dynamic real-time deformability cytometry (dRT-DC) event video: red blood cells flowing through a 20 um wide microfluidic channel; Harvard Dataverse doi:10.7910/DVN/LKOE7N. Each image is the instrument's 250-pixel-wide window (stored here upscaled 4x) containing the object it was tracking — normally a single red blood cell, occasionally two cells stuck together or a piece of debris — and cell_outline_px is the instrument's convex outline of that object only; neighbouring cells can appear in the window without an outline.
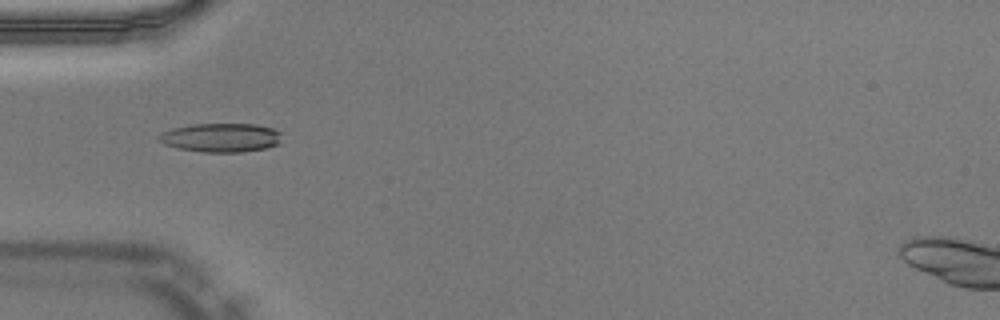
{"species": "Egyptian fruit bat (a non-hibernating species)", "species_latin": "Rousettus aegyptiacus", "temperature_condition": "warm", "stored_images_in_passage": 48, "camera_frame_rate_fps": 3000, "um_per_image_px": 0.085, "animal": {"sex": "male"}, "frame": {"image": 1, "passage_image": 14, "time_ms": 4.333, "image_size_px": [1000, 320], "cell_outline_px": [[280, 132], [276, 144], [268, 148], [240, 152], [204, 152], [180, 148], [164, 144], [156, 140], [156, 136], [160, 132], [172, 128], [192, 124], [256, 124], [272, 128]], "centroid_in_image_um": [18.7, 11.69], "position_along_channel_um": 66.3, "area_um2": 20.63}}
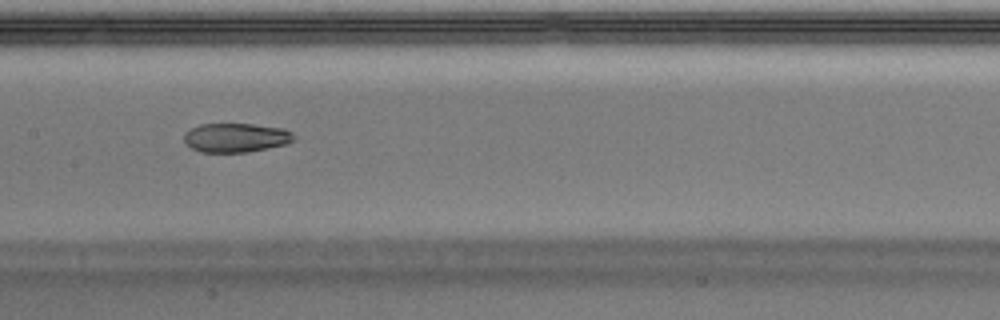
{"frame": {"image": 2, "passage_image": 23, "time_ms": 7.333, "image_size_px": [1000, 320], "cell_outline_px": [[296, 140], [284, 144], [268, 148], [248, 152], [200, 152], [192, 148], [184, 140], [184, 132], [200, 124], [252, 124], [284, 128], [292, 132], [296, 136]], "centroid_in_image_um": [20.08, 11.7], "position_along_channel_um": 187.3, "area_um2": 18.67}}
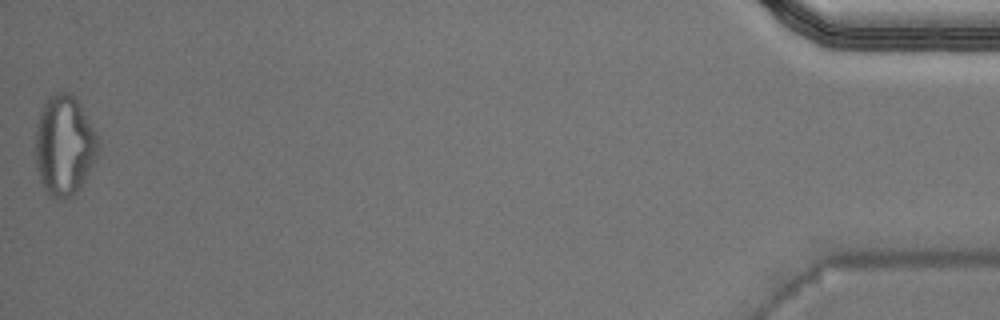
{"frame": {"image": 3, "passage_image": 48, "time_ms": 15.667, "image_size_px": [1000, 320], "cell_outline_px": [[96, 160], [80, 188], [72, 196], [64, 200], [52, 196], [44, 188], [40, 180], [36, 168], [32, 152], [36, 124], [40, 108], [48, 96], [56, 92], [68, 92], [76, 96], [96, 136]], "centroid_in_image_um": [5.38, 12.35], "position_along_channel_um": 429.8, "area_um2": 37.05}, "authors_computed_cell_mechanics": {"area_um2": 20.3456, "velocity_mm_per_s": 4.0272, "shape_relaxation_time_tau1_ms": null, "shape_relaxation_time_tau2_ms": 1.7098, "deformation_change_tau1": null, "deformation_change_tau2": 0.0761}}